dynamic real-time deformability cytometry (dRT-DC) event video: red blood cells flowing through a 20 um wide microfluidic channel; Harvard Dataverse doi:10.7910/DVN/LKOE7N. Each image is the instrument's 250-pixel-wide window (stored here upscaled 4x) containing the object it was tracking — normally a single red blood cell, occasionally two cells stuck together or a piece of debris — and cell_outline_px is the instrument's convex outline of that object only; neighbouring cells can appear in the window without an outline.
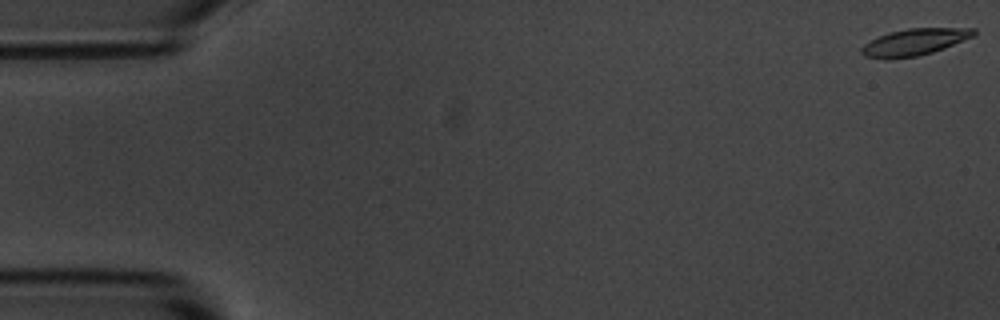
{"species": "common noctule bat (a hibernating species)", "species_latin": "Nyctalus noctula", "temperature_condition": "room temperature", "stored_images_in_passage": 5, "camera_frame_rate_fps": 3000, "um_per_image_px": 0.085, "animal": {"sex": "male", "body_mass_g": 20.1, "forearm_length_mm": 53.5}, "frame": {"image": 1, "passage_image": 1, "time_ms": 0.0, "image_size_px": [1000, 320], "cell_outline_px": [[976, 36], [944, 48], [932, 52], [916, 56], [888, 60], [864, 56], [860, 52], [860, 48], [864, 44], [888, 32], [908, 28], [976, 28]], "centroid_in_image_um": [77.73, 3.58], "position_along_channel_um": 7.3, "area_um2": 17.63}}